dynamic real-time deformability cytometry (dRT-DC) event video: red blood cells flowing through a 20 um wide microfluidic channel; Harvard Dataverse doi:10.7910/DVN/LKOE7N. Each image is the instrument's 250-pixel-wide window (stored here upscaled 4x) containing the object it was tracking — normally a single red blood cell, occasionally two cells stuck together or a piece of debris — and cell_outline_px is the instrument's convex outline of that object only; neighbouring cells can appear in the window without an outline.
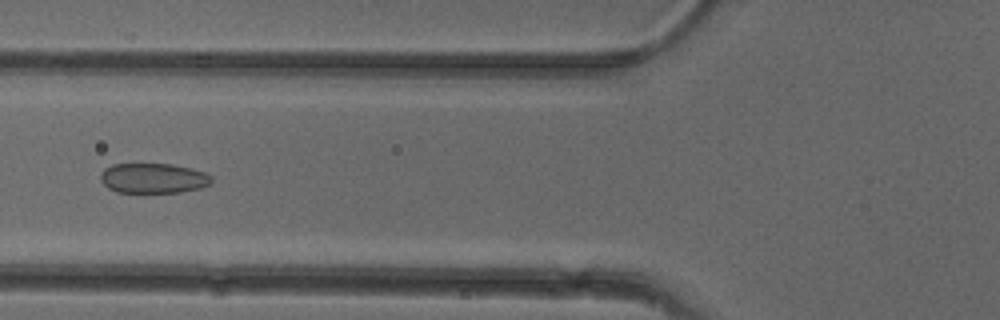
{"species": "common noctule bat (a hibernating species)", "species_latin": "Nyctalus noctula", "temperature_condition": "cold", "stored_images_in_passage": 36, "camera_frame_rate_fps": 3000, "um_per_image_px": 0.085, "animal": {"sex": "female"}, "frame": {"image": 1, "passage_image": 4, "time_ms": 1.0, "image_size_px": [1000, 320], "cell_outline_px": [[212, 184], [200, 188], [180, 192], [116, 192], [108, 188], [100, 180], [100, 172], [104, 168], [112, 164], [172, 164], [204, 172], [212, 176]], "centroid_in_image_um": [13.01, 15.15], "position_along_channel_um": 112.8, "area_um2": 19.48}}
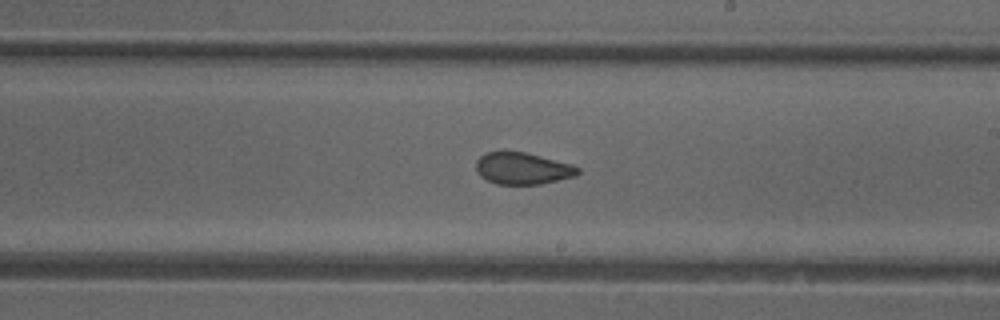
{"frame": {"image": 2, "passage_image": 14, "time_ms": 4.333, "image_size_px": [1000, 320], "cell_outline_px": [[580, 172], [576, 176], [540, 184], [496, 184], [480, 176], [476, 172], [476, 160], [484, 152], [524, 152], [572, 164], [580, 168]], "centroid_in_image_um": [44.41, 14.32], "position_along_channel_um": 244.6, "area_um2": 18.84}}
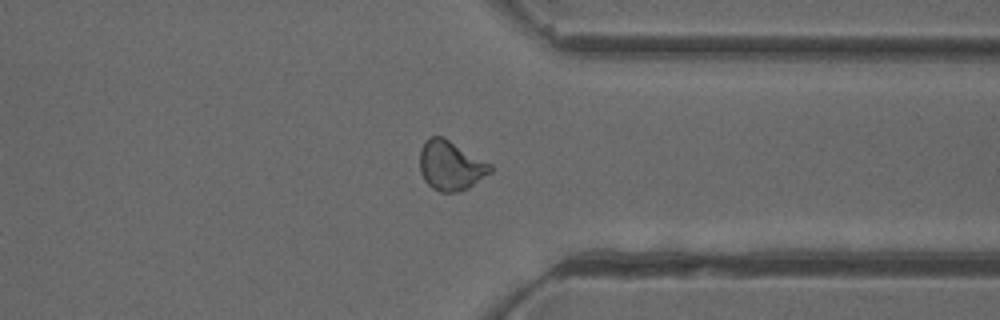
{"frame": {"image": 3, "passage_image": 24, "time_ms": 7.667, "image_size_px": [1000, 320], "cell_outline_px": [[492, 172], [468, 188], [456, 192], [440, 192], [432, 188], [424, 180], [420, 172], [420, 152], [424, 140], [432, 136], [444, 136], [492, 164]], "centroid_in_image_um": [38.31, 14.06], "position_along_channel_um": 373.1, "area_um2": 20.58}}